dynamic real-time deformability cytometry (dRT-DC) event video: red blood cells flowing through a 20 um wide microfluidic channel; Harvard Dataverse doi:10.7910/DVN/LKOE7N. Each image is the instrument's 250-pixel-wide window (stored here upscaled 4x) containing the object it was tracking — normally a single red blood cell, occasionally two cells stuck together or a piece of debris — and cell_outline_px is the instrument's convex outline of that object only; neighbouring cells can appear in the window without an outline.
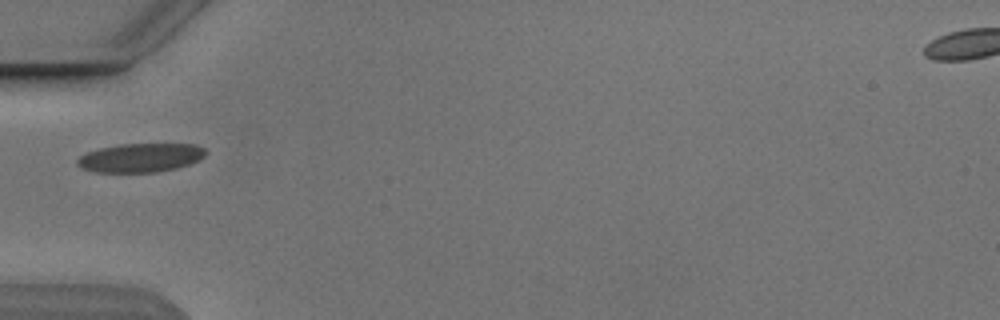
{"species": "Egyptian fruit bat (a non-hibernating species)", "species_latin": "Rousettus aegyptiacus", "temperature_condition": "cold", "stored_images_in_passage": 1, "camera_frame_rate_fps": 3000, "um_per_image_px": 0.085, "animal": {"sex": "male"}, "frame": {"image": 1, "passage_image": 1, "time_ms": 0.0, "image_size_px": [1000, 320], "cell_outline_px": [[208, 152], [200, 160], [176, 168], [156, 172], [96, 172], [80, 168], [76, 164], [76, 160], [80, 156], [88, 152], [100, 148], [120, 144], [196, 144], [204, 148]], "centroid_in_image_um": [11.95, 13.4], "position_along_channel_um": 73.1, "area_um2": 21.62}}